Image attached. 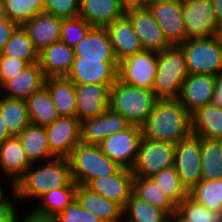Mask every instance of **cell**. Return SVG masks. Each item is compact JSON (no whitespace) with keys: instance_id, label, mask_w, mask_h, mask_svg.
<instances>
[{"instance_id":"cell-5","label":"cell","mask_w":222,"mask_h":222,"mask_svg":"<svg viewBox=\"0 0 222 222\" xmlns=\"http://www.w3.org/2000/svg\"><path fill=\"white\" fill-rule=\"evenodd\" d=\"M72 180L87 185L91 180L114 175L122 167L107 157L99 145L77 144L68 157Z\"/></svg>"},{"instance_id":"cell-23","label":"cell","mask_w":222,"mask_h":222,"mask_svg":"<svg viewBox=\"0 0 222 222\" xmlns=\"http://www.w3.org/2000/svg\"><path fill=\"white\" fill-rule=\"evenodd\" d=\"M45 82V76L39 63L29 65L15 77L7 80L0 87V95L10 98L27 100L31 94L39 91ZM4 92V93H2Z\"/></svg>"},{"instance_id":"cell-49","label":"cell","mask_w":222,"mask_h":222,"mask_svg":"<svg viewBox=\"0 0 222 222\" xmlns=\"http://www.w3.org/2000/svg\"><path fill=\"white\" fill-rule=\"evenodd\" d=\"M212 104L222 108V71L215 75V92Z\"/></svg>"},{"instance_id":"cell-10","label":"cell","mask_w":222,"mask_h":222,"mask_svg":"<svg viewBox=\"0 0 222 222\" xmlns=\"http://www.w3.org/2000/svg\"><path fill=\"white\" fill-rule=\"evenodd\" d=\"M174 167L187 191L202 180L200 137L191 134L174 145Z\"/></svg>"},{"instance_id":"cell-26","label":"cell","mask_w":222,"mask_h":222,"mask_svg":"<svg viewBox=\"0 0 222 222\" xmlns=\"http://www.w3.org/2000/svg\"><path fill=\"white\" fill-rule=\"evenodd\" d=\"M125 15L121 0H80L79 14L93 27H106Z\"/></svg>"},{"instance_id":"cell-25","label":"cell","mask_w":222,"mask_h":222,"mask_svg":"<svg viewBox=\"0 0 222 222\" xmlns=\"http://www.w3.org/2000/svg\"><path fill=\"white\" fill-rule=\"evenodd\" d=\"M105 28L118 62L143 50L140 39L125 15L120 19L114 20Z\"/></svg>"},{"instance_id":"cell-3","label":"cell","mask_w":222,"mask_h":222,"mask_svg":"<svg viewBox=\"0 0 222 222\" xmlns=\"http://www.w3.org/2000/svg\"><path fill=\"white\" fill-rule=\"evenodd\" d=\"M157 99L152 90L130 86L117 79L109 90V108L131 125L142 126Z\"/></svg>"},{"instance_id":"cell-29","label":"cell","mask_w":222,"mask_h":222,"mask_svg":"<svg viewBox=\"0 0 222 222\" xmlns=\"http://www.w3.org/2000/svg\"><path fill=\"white\" fill-rule=\"evenodd\" d=\"M192 134L208 139H222V108L208 104L191 114Z\"/></svg>"},{"instance_id":"cell-32","label":"cell","mask_w":222,"mask_h":222,"mask_svg":"<svg viewBox=\"0 0 222 222\" xmlns=\"http://www.w3.org/2000/svg\"><path fill=\"white\" fill-rule=\"evenodd\" d=\"M132 193L149 205L163 210L168 216L176 212L177 205L150 177H134Z\"/></svg>"},{"instance_id":"cell-11","label":"cell","mask_w":222,"mask_h":222,"mask_svg":"<svg viewBox=\"0 0 222 222\" xmlns=\"http://www.w3.org/2000/svg\"><path fill=\"white\" fill-rule=\"evenodd\" d=\"M142 137L140 126L130 125L123 131L106 137L100 144L102 152L122 168L131 169Z\"/></svg>"},{"instance_id":"cell-52","label":"cell","mask_w":222,"mask_h":222,"mask_svg":"<svg viewBox=\"0 0 222 222\" xmlns=\"http://www.w3.org/2000/svg\"><path fill=\"white\" fill-rule=\"evenodd\" d=\"M213 10L218 22V26L222 29V0H211Z\"/></svg>"},{"instance_id":"cell-50","label":"cell","mask_w":222,"mask_h":222,"mask_svg":"<svg viewBox=\"0 0 222 222\" xmlns=\"http://www.w3.org/2000/svg\"><path fill=\"white\" fill-rule=\"evenodd\" d=\"M124 10L147 7L148 0H121Z\"/></svg>"},{"instance_id":"cell-21","label":"cell","mask_w":222,"mask_h":222,"mask_svg":"<svg viewBox=\"0 0 222 222\" xmlns=\"http://www.w3.org/2000/svg\"><path fill=\"white\" fill-rule=\"evenodd\" d=\"M75 60L74 48L57 41L38 54V63L45 78L67 77Z\"/></svg>"},{"instance_id":"cell-42","label":"cell","mask_w":222,"mask_h":222,"mask_svg":"<svg viewBox=\"0 0 222 222\" xmlns=\"http://www.w3.org/2000/svg\"><path fill=\"white\" fill-rule=\"evenodd\" d=\"M92 28V25L79 16L62 18L60 40L69 47H74Z\"/></svg>"},{"instance_id":"cell-58","label":"cell","mask_w":222,"mask_h":222,"mask_svg":"<svg viewBox=\"0 0 222 222\" xmlns=\"http://www.w3.org/2000/svg\"><path fill=\"white\" fill-rule=\"evenodd\" d=\"M220 37H221V39H222V29H221V31H220Z\"/></svg>"},{"instance_id":"cell-16","label":"cell","mask_w":222,"mask_h":222,"mask_svg":"<svg viewBox=\"0 0 222 222\" xmlns=\"http://www.w3.org/2000/svg\"><path fill=\"white\" fill-rule=\"evenodd\" d=\"M215 92V76L189 74L181 86L178 101L192 114L198 108L211 104Z\"/></svg>"},{"instance_id":"cell-6","label":"cell","mask_w":222,"mask_h":222,"mask_svg":"<svg viewBox=\"0 0 222 222\" xmlns=\"http://www.w3.org/2000/svg\"><path fill=\"white\" fill-rule=\"evenodd\" d=\"M179 46L184 52L189 74L215 76L222 71V39L220 35L186 39Z\"/></svg>"},{"instance_id":"cell-56","label":"cell","mask_w":222,"mask_h":222,"mask_svg":"<svg viewBox=\"0 0 222 222\" xmlns=\"http://www.w3.org/2000/svg\"><path fill=\"white\" fill-rule=\"evenodd\" d=\"M172 222H187L177 212L172 213Z\"/></svg>"},{"instance_id":"cell-34","label":"cell","mask_w":222,"mask_h":222,"mask_svg":"<svg viewBox=\"0 0 222 222\" xmlns=\"http://www.w3.org/2000/svg\"><path fill=\"white\" fill-rule=\"evenodd\" d=\"M202 179H222L221 141L200 137Z\"/></svg>"},{"instance_id":"cell-8","label":"cell","mask_w":222,"mask_h":222,"mask_svg":"<svg viewBox=\"0 0 222 222\" xmlns=\"http://www.w3.org/2000/svg\"><path fill=\"white\" fill-rule=\"evenodd\" d=\"M187 39L220 35L211 0H181Z\"/></svg>"},{"instance_id":"cell-38","label":"cell","mask_w":222,"mask_h":222,"mask_svg":"<svg viewBox=\"0 0 222 222\" xmlns=\"http://www.w3.org/2000/svg\"><path fill=\"white\" fill-rule=\"evenodd\" d=\"M176 212L187 222H222V210H208L188 196L177 205Z\"/></svg>"},{"instance_id":"cell-37","label":"cell","mask_w":222,"mask_h":222,"mask_svg":"<svg viewBox=\"0 0 222 222\" xmlns=\"http://www.w3.org/2000/svg\"><path fill=\"white\" fill-rule=\"evenodd\" d=\"M188 197L208 210H222V179H202L188 191Z\"/></svg>"},{"instance_id":"cell-46","label":"cell","mask_w":222,"mask_h":222,"mask_svg":"<svg viewBox=\"0 0 222 222\" xmlns=\"http://www.w3.org/2000/svg\"><path fill=\"white\" fill-rule=\"evenodd\" d=\"M131 124L119 113L108 108L106 110L107 137L117 132L123 131Z\"/></svg>"},{"instance_id":"cell-51","label":"cell","mask_w":222,"mask_h":222,"mask_svg":"<svg viewBox=\"0 0 222 222\" xmlns=\"http://www.w3.org/2000/svg\"><path fill=\"white\" fill-rule=\"evenodd\" d=\"M1 177V176H0ZM2 181L0 180V211L4 210L5 208H7L10 204H12L14 202V197L13 196V190H10L9 196H5V192L3 189L4 186H2ZM4 192V193H3ZM11 196V197H10Z\"/></svg>"},{"instance_id":"cell-54","label":"cell","mask_w":222,"mask_h":222,"mask_svg":"<svg viewBox=\"0 0 222 222\" xmlns=\"http://www.w3.org/2000/svg\"><path fill=\"white\" fill-rule=\"evenodd\" d=\"M11 136L12 135L9 133L5 123L3 122V119L0 116V143L10 138Z\"/></svg>"},{"instance_id":"cell-22","label":"cell","mask_w":222,"mask_h":222,"mask_svg":"<svg viewBox=\"0 0 222 222\" xmlns=\"http://www.w3.org/2000/svg\"><path fill=\"white\" fill-rule=\"evenodd\" d=\"M32 164L17 136H11L0 143V172L10 177L8 187L11 186V190Z\"/></svg>"},{"instance_id":"cell-44","label":"cell","mask_w":222,"mask_h":222,"mask_svg":"<svg viewBox=\"0 0 222 222\" xmlns=\"http://www.w3.org/2000/svg\"><path fill=\"white\" fill-rule=\"evenodd\" d=\"M80 0H45L44 12L60 18H73L79 14Z\"/></svg>"},{"instance_id":"cell-33","label":"cell","mask_w":222,"mask_h":222,"mask_svg":"<svg viewBox=\"0 0 222 222\" xmlns=\"http://www.w3.org/2000/svg\"><path fill=\"white\" fill-rule=\"evenodd\" d=\"M0 116L12 136H17L31 124L25 100L0 95Z\"/></svg>"},{"instance_id":"cell-53","label":"cell","mask_w":222,"mask_h":222,"mask_svg":"<svg viewBox=\"0 0 222 222\" xmlns=\"http://www.w3.org/2000/svg\"><path fill=\"white\" fill-rule=\"evenodd\" d=\"M23 217L19 222H54L53 219L40 218L32 215L28 210L27 212L22 214Z\"/></svg>"},{"instance_id":"cell-12","label":"cell","mask_w":222,"mask_h":222,"mask_svg":"<svg viewBox=\"0 0 222 222\" xmlns=\"http://www.w3.org/2000/svg\"><path fill=\"white\" fill-rule=\"evenodd\" d=\"M147 8L171 45L187 39L181 0H156L148 3Z\"/></svg>"},{"instance_id":"cell-39","label":"cell","mask_w":222,"mask_h":222,"mask_svg":"<svg viewBox=\"0 0 222 222\" xmlns=\"http://www.w3.org/2000/svg\"><path fill=\"white\" fill-rule=\"evenodd\" d=\"M7 17L18 25L44 12L45 0H4Z\"/></svg>"},{"instance_id":"cell-30","label":"cell","mask_w":222,"mask_h":222,"mask_svg":"<svg viewBox=\"0 0 222 222\" xmlns=\"http://www.w3.org/2000/svg\"><path fill=\"white\" fill-rule=\"evenodd\" d=\"M17 137L32 163H44L56 157L50 151L45 127L29 124Z\"/></svg>"},{"instance_id":"cell-15","label":"cell","mask_w":222,"mask_h":222,"mask_svg":"<svg viewBox=\"0 0 222 222\" xmlns=\"http://www.w3.org/2000/svg\"><path fill=\"white\" fill-rule=\"evenodd\" d=\"M118 65L119 62L75 57L67 78L74 84L112 85L118 79Z\"/></svg>"},{"instance_id":"cell-55","label":"cell","mask_w":222,"mask_h":222,"mask_svg":"<svg viewBox=\"0 0 222 222\" xmlns=\"http://www.w3.org/2000/svg\"><path fill=\"white\" fill-rule=\"evenodd\" d=\"M4 0H0V21L7 19Z\"/></svg>"},{"instance_id":"cell-13","label":"cell","mask_w":222,"mask_h":222,"mask_svg":"<svg viewBox=\"0 0 222 222\" xmlns=\"http://www.w3.org/2000/svg\"><path fill=\"white\" fill-rule=\"evenodd\" d=\"M45 128L50 151L56 157L68 158L81 143V121L77 117L59 116Z\"/></svg>"},{"instance_id":"cell-9","label":"cell","mask_w":222,"mask_h":222,"mask_svg":"<svg viewBox=\"0 0 222 222\" xmlns=\"http://www.w3.org/2000/svg\"><path fill=\"white\" fill-rule=\"evenodd\" d=\"M158 52L142 50L121 60L118 79L125 84L152 90L157 71Z\"/></svg>"},{"instance_id":"cell-2","label":"cell","mask_w":222,"mask_h":222,"mask_svg":"<svg viewBox=\"0 0 222 222\" xmlns=\"http://www.w3.org/2000/svg\"><path fill=\"white\" fill-rule=\"evenodd\" d=\"M142 137L177 144L192 134L191 114L177 100H157L145 123Z\"/></svg>"},{"instance_id":"cell-45","label":"cell","mask_w":222,"mask_h":222,"mask_svg":"<svg viewBox=\"0 0 222 222\" xmlns=\"http://www.w3.org/2000/svg\"><path fill=\"white\" fill-rule=\"evenodd\" d=\"M30 64L25 60L3 56L0 54V87L11 78L15 77Z\"/></svg>"},{"instance_id":"cell-14","label":"cell","mask_w":222,"mask_h":222,"mask_svg":"<svg viewBox=\"0 0 222 222\" xmlns=\"http://www.w3.org/2000/svg\"><path fill=\"white\" fill-rule=\"evenodd\" d=\"M125 16L131 22L143 50L161 52L171 46L147 7L126 10Z\"/></svg>"},{"instance_id":"cell-40","label":"cell","mask_w":222,"mask_h":222,"mask_svg":"<svg viewBox=\"0 0 222 222\" xmlns=\"http://www.w3.org/2000/svg\"><path fill=\"white\" fill-rule=\"evenodd\" d=\"M165 194L178 205L185 197L188 191L182 185L181 179L174 166L164 169L150 177Z\"/></svg>"},{"instance_id":"cell-48","label":"cell","mask_w":222,"mask_h":222,"mask_svg":"<svg viewBox=\"0 0 222 222\" xmlns=\"http://www.w3.org/2000/svg\"><path fill=\"white\" fill-rule=\"evenodd\" d=\"M18 202H13L10 204L7 208L4 210L0 211V222H19L20 221V216L18 214V209L16 206ZM19 219V220H18Z\"/></svg>"},{"instance_id":"cell-19","label":"cell","mask_w":222,"mask_h":222,"mask_svg":"<svg viewBox=\"0 0 222 222\" xmlns=\"http://www.w3.org/2000/svg\"><path fill=\"white\" fill-rule=\"evenodd\" d=\"M75 198L84 210L97 216L102 222H123L121 220L124 208L117 202L92 191L86 185H77Z\"/></svg>"},{"instance_id":"cell-43","label":"cell","mask_w":222,"mask_h":222,"mask_svg":"<svg viewBox=\"0 0 222 222\" xmlns=\"http://www.w3.org/2000/svg\"><path fill=\"white\" fill-rule=\"evenodd\" d=\"M53 220L54 222H102L97 216L84 210L76 198Z\"/></svg>"},{"instance_id":"cell-24","label":"cell","mask_w":222,"mask_h":222,"mask_svg":"<svg viewBox=\"0 0 222 222\" xmlns=\"http://www.w3.org/2000/svg\"><path fill=\"white\" fill-rule=\"evenodd\" d=\"M61 22L62 18L41 12L22 25L38 54L54 42L60 41Z\"/></svg>"},{"instance_id":"cell-4","label":"cell","mask_w":222,"mask_h":222,"mask_svg":"<svg viewBox=\"0 0 222 222\" xmlns=\"http://www.w3.org/2000/svg\"><path fill=\"white\" fill-rule=\"evenodd\" d=\"M188 75L186 58L179 45H171L158 52L157 71L152 88L156 99H178L181 86Z\"/></svg>"},{"instance_id":"cell-18","label":"cell","mask_w":222,"mask_h":222,"mask_svg":"<svg viewBox=\"0 0 222 222\" xmlns=\"http://www.w3.org/2000/svg\"><path fill=\"white\" fill-rule=\"evenodd\" d=\"M133 179L134 176L130 169L121 168L114 175L91 180L86 186L124 208L133 191Z\"/></svg>"},{"instance_id":"cell-1","label":"cell","mask_w":222,"mask_h":222,"mask_svg":"<svg viewBox=\"0 0 222 222\" xmlns=\"http://www.w3.org/2000/svg\"><path fill=\"white\" fill-rule=\"evenodd\" d=\"M71 181L68 158L55 157L44 164L33 163L13 185L14 202L29 199L32 205L45 193L67 186Z\"/></svg>"},{"instance_id":"cell-36","label":"cell","mask_w":222,"mask_h":222,"mask_svg":"<svg viewBox=\"0 0 222 222\" xmlns=\"http://www.w3.org/2000/svg\"><path fill=\"white\" fill-rule=\"evenodd\" d=\"M123 218V222H164L168 215L132 193L124 207Z\"/></svg>"},{"instance_id":"cell-28","label":"cell","mask_w":222,"mask_h":222,"mask_svg":"<svg viewBox=\"0 0 222 222\" xmlns=\"http://www.w3.org/2000/svg\"><path fill=\"white\" fill-rule=\"evenodd\" d=\"M44 86L50 93L59 116L76 117L74 83L67 77L45 78Z\"/></svg>"},{"instance_id":"cell-41","label":"cell","mask_w":222,"mask_h":222,"mask_svg":"<svg viewBox=\"0 0 222 222\" xmlns=\"http://www.w3.org/2000/svg\"><path fill=\"white\" fill-rule=\"evenodd\" d=\"M81 143L99 145L107 137L106 111L81 121Z\"/></svg>"},{"instance_id":"cell-20","label":"cell","mask_w":222,"mask_h":222,"mask_svg":"<svg viewBox=\"0 0 222 222\" xmlns=\"http://www.w3.org/2000/svg\"><path fill=\"white\" fill-rule=\"evenodd\" d=\"M73 48L75 57L83 60L118 62L105 27H93Z\"/></svg>"},{"instance_id":"cell-17","label":"cell","mask_w":222,"mask_h":222,"mask_svg":"<svg viewBox=\"0 0 222 222\" xmlns=\"http://www.w3.org/2000/svg\"><path fill=\"white\" fill-rule=\"evenodd\" d=\"M112 85L74 84L76 117L83 121L99 116L109 108V90Z\"/></svg>"},{"instance_id":"cell-7","label":"cell","mask_w":222,"mask_h":222,"mask_svg":"<svg viewBox=\"0 0 222 222\" xmlns=\"http://www.w3.org/2000/svg\"><path fill=\"white\" fill-rule=\"evenodd\" d=\"M174 166V145L141 137L136 160L131 167L134 177H151Z\"/></svg>"},{"instance_id":"cell-35","label":"cell","mask_w":222,"mask_h":222,"mask_svg":"<svg viewBox=\"0 0 222 222\" xmlns=\"http://www.w3.org/2000/svg\"><path fill=\"white\" fill-rule=\"evenodd\" d=\"M0 54L25 60L30 65L38 62V52L22 25L16 28Z\"/></svg>"},{"instance_id":"cell-57","label":"cell","mask_w":222,"mask_h":222,"mask_svg":"<svg viewBox=\"0 0 222 222\" xmlns=\"http://www.w3.org/2000/svg\"><path fill=\"white\" fill-rule=\"evenodd\" d=\"M164 222H172V214H170V215L168 216L167 220L164 221Z\"/></svg>"},{"instance_id":"cell-31","label":"cell","mask_w":222,"mask_h":222,"mask_svg":"<svg viewBox=\"0 0 222 222\" xmlns=\"http://www.w3.org/2000/svg\"><path fill=\"white\" fill-rule=\"evenodd\" d=\"M26 105L30 122L33 125L47 127L59 117L45 86L31 94L26 100Z\"/></svg>"},{"instance_id":"cell-47","label":"cell","mask_w":222,"mask_h":222,"mask_svg":"<svg viewBox=\"0 0 222 222\" xmlns=\"http://www.w3.org/2000/svg\"><path fill=\"white\" fill-rule=\"evenodd\" d=\"M18 26L9 18L0 21V53Z\"/></svg>"},{"instance_id":"cell-27","label":"cell","mask_w":222,"mask_h":222,"mask_svg":"<svg viewBox=\"0 0 222 222\" xmlns=\"http://www.w3.org/2000/svg\"><path fill=\"white\" fill-rule=\"evenodd\" d=\"M77 184L72 180L67 186L56 188L42 195L29 212L40 218L54 219L75 199ZM36 204V205H35Z\"/></svg>"}]
</instances>
